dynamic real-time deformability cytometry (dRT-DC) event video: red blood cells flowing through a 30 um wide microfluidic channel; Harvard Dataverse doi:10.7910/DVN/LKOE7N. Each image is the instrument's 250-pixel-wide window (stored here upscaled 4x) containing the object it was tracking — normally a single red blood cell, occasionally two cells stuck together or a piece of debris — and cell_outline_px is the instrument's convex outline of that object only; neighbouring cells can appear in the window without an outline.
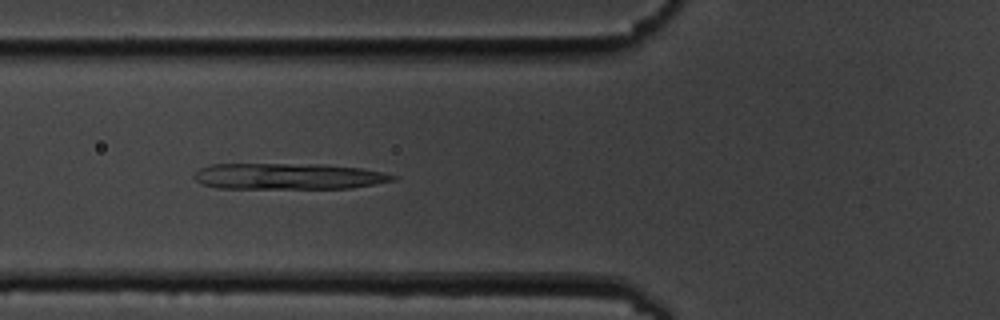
{"species": "common noctule bat (a hibernating species)", "species_latin": "Nyctalus noctula", "temperature_condition": "cold", "stored_images_in_passage": 50, "camera_frame_rate_fps": 3000, "um_per_image_px": 0.085, "animal": {"sex": "male", "body_mass_g": 19.5, "forearm_length_mm": 54.6}, "frame": {"image": 1, "passage_image": 15, "time_ms": 4.667, "image_size_px": [1000, 320], "cell_outline_px": [[396, 180], [376, 184], [352, 188], [216, 188], [204, 184], [196, 180], [192, 176], [200, 168], [212, 164], [324, 164], [360, 168], [380, 172], [396, 176]], "centroid_in_image_um": [24.5, 14.98], "position_along_channel_um": 101.3, "area_um2": 30.17}}
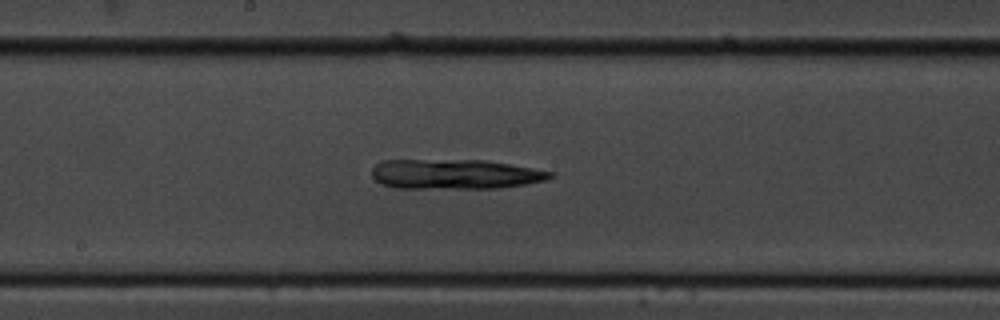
{"frame": {"image": 2, "passage_image": 24, "time_ms": 7.667, "image_size_px": [1000, 320], "cell_outline_px": [[556, 176], [548, 180], [500, 188], [396, 188], [380, 184], [372, 176], [372, 168], [380, 160], [484, 160], [556, 172]], "centroid_in_image_um": [38.68, 14.81], "position_along_channel_um": 209.5, "area_um2": 31.21}}
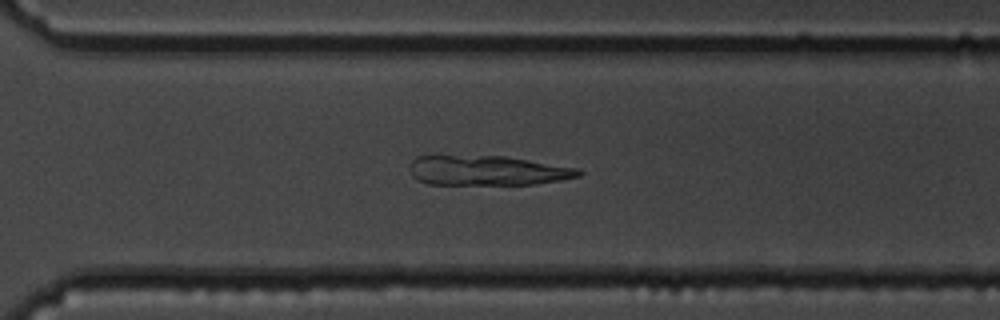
{"frame": {"image": 3, "passage_image": 34, "time_ms": 11.0, "image_size_px": [1000, 320], "cell_outline_px": [[584, 172], [580, 176], [560, 180], [536, 184], [428, 184], [416, 180], [412, 176], [408, 168], [408, 164], [416, 156], [508, 156], [580, 168]], "centroid_in_image_um": [41.43, 14.49], "position_along_channel_um": 329.2, "area_um2": 29.65}}